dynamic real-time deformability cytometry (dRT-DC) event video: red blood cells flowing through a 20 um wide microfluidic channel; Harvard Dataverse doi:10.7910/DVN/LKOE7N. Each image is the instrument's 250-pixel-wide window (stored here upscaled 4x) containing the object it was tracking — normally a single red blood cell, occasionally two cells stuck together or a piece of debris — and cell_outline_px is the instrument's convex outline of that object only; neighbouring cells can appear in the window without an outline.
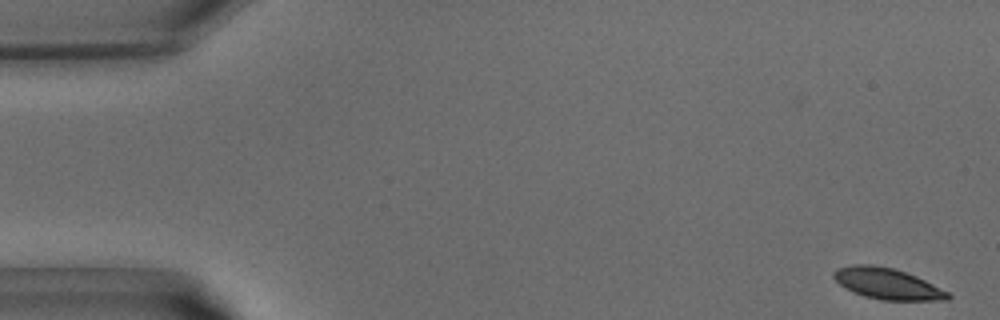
{"species": "common noctule bat (a hibernating species)", "species_latin": "Nyctalus noctula", "temperature_condition": "warm", "stored_images_in_passage": 39, "camera_frame_rate_fps": 3000, "um_per_image_px": 0.085, "animal": {"sex": "male", "body_mass_g": 15.6}, "frame": {"image": 1, "passage_image": 1, "time_ms": 0.0, "image_size_px": [1000, 320], "cell_outline_px": [[952, 296], [948, 300], [884, 300], [864, 296], [852, 292], [840, 284], [832, 276], [832, 272], [836, 268], [852, 264], [872, 264], [892, 268], [916, 276], [948, 292]], "centroid_in_image_um": [75.38, 24.1], "position_along_channel_um": 9.6, "area_um2": 20.58}}
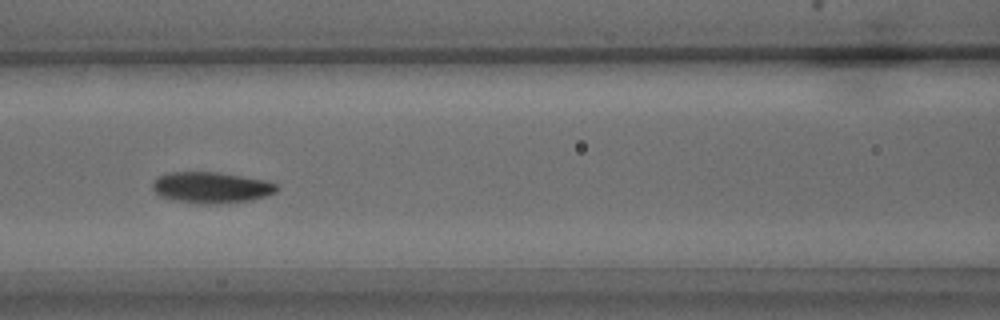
{"frame": {"image": 2, "passage_image": 17, "time_ms": 5.333, "image_size_px": [1000, 320], "cell_outline_px": [[280, 188], [276, 192], [268, 196], [252, 200], [216, 204], [196, 204], [176, 200], [160, 196], [152, 188], [152, 180], [156, 176], [168, 172], [220, 172], [264, 180], [276, 184]], "centroid_in_image_um": [17.95, 15.94], "position_along_channel_um": 148.6, "area_um2": 22.83}}
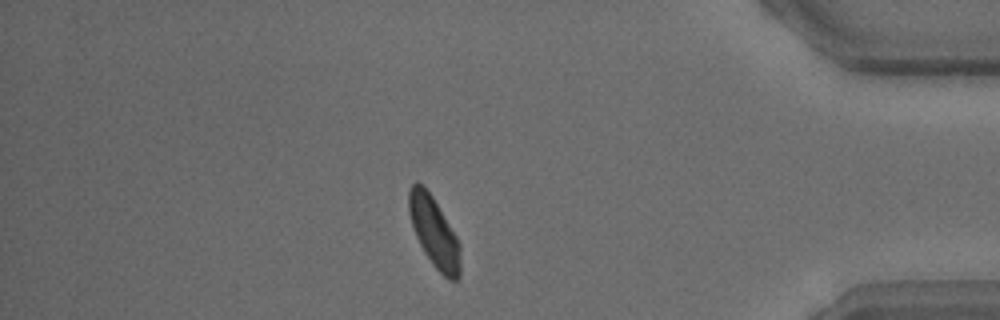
{"frame": {"image": 3, "passage_image": 34, "time_ms": 11.0, "image_size_px": [1000, 320], "cell_outline_px": [[460, 280], [448, 280], [432, 264], [424, 252], [416, 236], [408, 212], [408, 192], [412, 184], [416, 180], [432, 196], [456, 236], [460, 244]], "centroid_in_image_um": [36.9, 19.76], "position_along_channel_um": 398.3, "area_um2": 20.87}}